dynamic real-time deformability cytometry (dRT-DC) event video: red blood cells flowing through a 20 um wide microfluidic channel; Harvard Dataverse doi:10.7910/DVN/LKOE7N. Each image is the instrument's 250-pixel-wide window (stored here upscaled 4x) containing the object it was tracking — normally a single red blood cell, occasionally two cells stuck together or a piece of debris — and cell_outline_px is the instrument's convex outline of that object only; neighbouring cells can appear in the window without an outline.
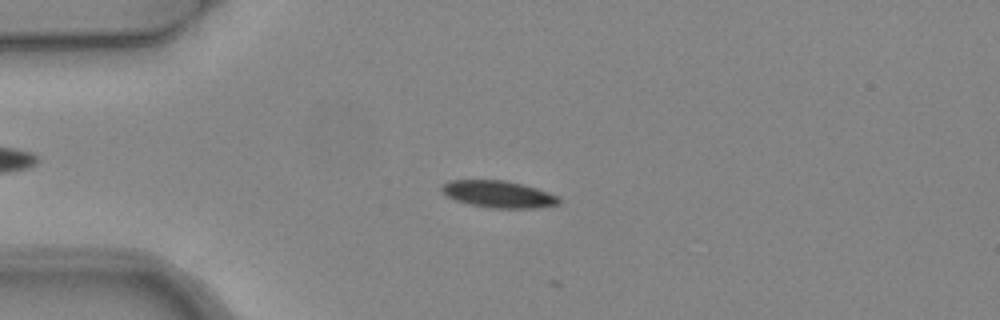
{"species": "common noctule bat (a hibernating species)", "species_latin": "Nyctalus noctula", "temperature_condition": "warm", "stored_images_in_passage": 4, "camera_frame_rate_fps": 3000, "um_per_image_px": 0.085, "animal": {"sex": "female", "body_mass_g": 24.6, "forearm_length_mm": 56.2}, "frame": {"image": 1, "passage_image": 3, "time_ms": 0.667, "image_size_px": [1000, 320], "cell_outline_px": [[560, 204], [536, 208], [488, 208], [456, 200], [444, 196], [440, 192], [440, 188], [444, 184], [452, 180], [504, 180], [524, 184], [560, 196]], "centroid_in_image_um": [42.37, 16.51], "position_along_channel_um": 42.6, "area_um2": 18.55}}